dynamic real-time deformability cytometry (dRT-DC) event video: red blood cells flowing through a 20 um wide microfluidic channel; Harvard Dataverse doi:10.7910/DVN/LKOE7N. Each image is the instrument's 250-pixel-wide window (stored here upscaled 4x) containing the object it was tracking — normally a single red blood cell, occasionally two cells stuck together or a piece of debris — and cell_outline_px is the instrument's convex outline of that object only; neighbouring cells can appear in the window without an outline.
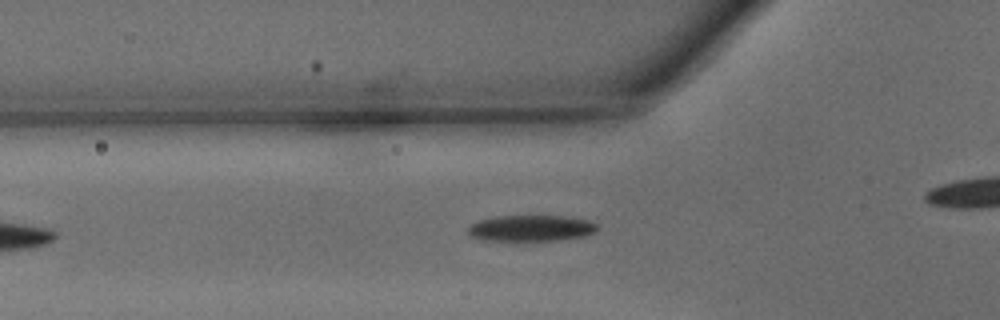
{"species": "common noctule bat (a hibernating species)", "species_latin": "Nyctalus noctula", "temperature_condition": "warm", "stored_images_in_passage": 22, "camera_frame_rate_fps": 3000, "um_per_image_px": 0.085, "animal": {"sex": "male", "body_mass_g": 15.6}, "frame": {"image": 1, "passage_image": 4, "time_ms": 1.0, "image_size_px": [1000, 320], "cell_outline_px": [[596, 228], [592, 232], [580, 236], [560, 240], [484, 240], [472, 236], [468, 232], [468, 228], [476, 220], [492, 216], [568, 216], [592, 220], [596, 224]], "centroid_in_image_um": [45.1, 19.37], "position_along_channel_um": 80.7, "area_um2": 19.54}}
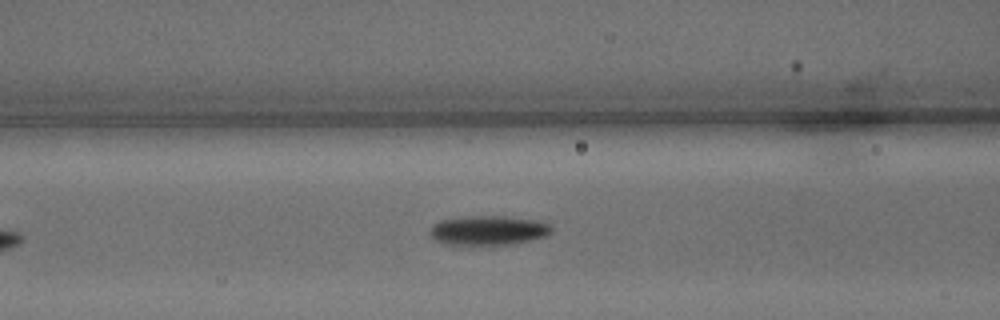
{"frame": {"image": 2, "passage_image": 7, "time_ms": 2.0, "image_size_px": [1000, 320], "cell_outline_px": [[552, 232], [544, 236], [528, 240], [492, 248], [448, 244], [432, 240], [428, 232], [432, 224], [440, 220], [468, 216], [504, 216], [536, 220], [548, 224], [552, 228]], "centroid_in_image_um": [41.42, 19.62], "position_along_channel_um": 125.2, "area_um2": 21.62}}
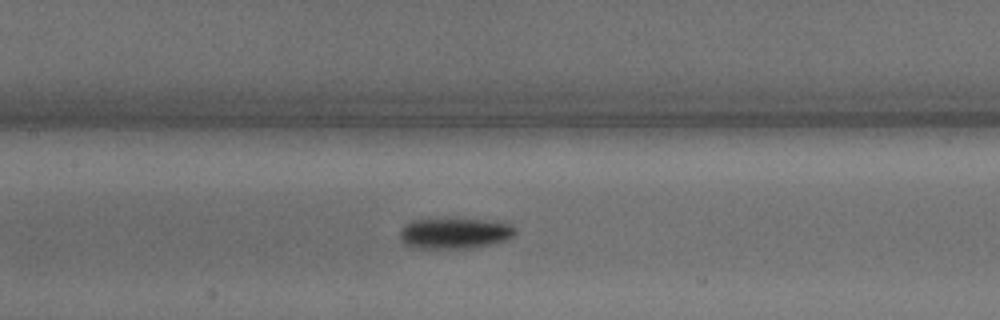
{"frame": {"image": 3, "passage_image": 10, "time_ms": 3.0, "image_size_px": [1000, 320], "cell_outline_px": [[516, 232], [512, 236], [504, 240], [488, 244], [468, 248], [412, 248], [404, 244], [400, 240], [400, 228], [404, 224], [412, 220], [444, 216], [456, 216], [488, 220], [508, 224], [516, 228]], "centroid_in_image_um": [38.55, 19.77], "position_along_channel_um": 168.8, "area_um2": 21.56}}